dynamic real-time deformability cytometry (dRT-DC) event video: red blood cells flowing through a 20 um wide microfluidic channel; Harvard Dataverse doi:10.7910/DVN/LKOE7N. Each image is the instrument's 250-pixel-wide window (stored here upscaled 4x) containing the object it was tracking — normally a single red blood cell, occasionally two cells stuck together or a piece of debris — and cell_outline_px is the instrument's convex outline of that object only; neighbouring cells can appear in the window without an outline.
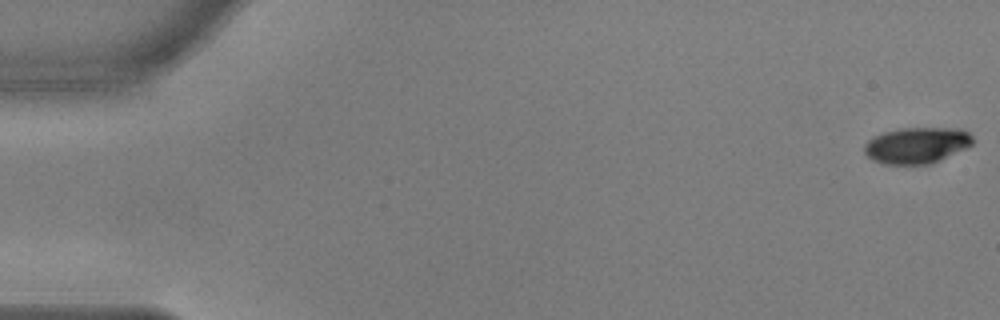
{"species": "common noctule bat (a hibernating species)", "species_latin": "Nyctalus noctula", "temperature_condition": "warm", "stored_images_in_passage": 17, "camera_frame_rate_fps": 3000, "um_per_image_px": 0.085, "animal": {"sex": "male", "body_mass_g": 17.9, "forearm_length_mm": 54.2}, "frame": {"image": 1, "passage_image": 1, "time_ms": 0.0, "image_size_px": [1000, 320], "cell_outline_px": [[972, 144], [940, 160], [928, 164], [884, 164], [872, 160], [864, 152], [864, 144], [872, 136], [884, 132], [900, 128], [960, 128], [968, 132], [972, 136]], "centroid_in_image_um": [77.88, 12.34], "position_along_channel_um": 7.1, "area_um2": 22.77}}
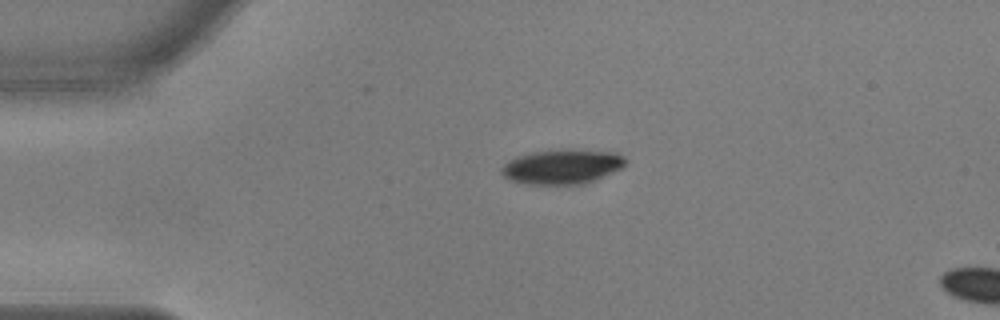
{"frame": {"image": 2, "passage_image": 13, "time_ms": 4.0, "image_size_px": [1000, 320], "cell_outline_px": [[628, 164], [624, 168], [588, 184], [524, 184], [508, 180], [500, 172], [500, 168], [508, 160], [516, 156], [536, 152], [616, 152], [624, 156], [628, 160]], "centroid_in_image_um": [47.81, 14.23], "position_along_channel_um": 37.2, "area_um2": 24.68}}